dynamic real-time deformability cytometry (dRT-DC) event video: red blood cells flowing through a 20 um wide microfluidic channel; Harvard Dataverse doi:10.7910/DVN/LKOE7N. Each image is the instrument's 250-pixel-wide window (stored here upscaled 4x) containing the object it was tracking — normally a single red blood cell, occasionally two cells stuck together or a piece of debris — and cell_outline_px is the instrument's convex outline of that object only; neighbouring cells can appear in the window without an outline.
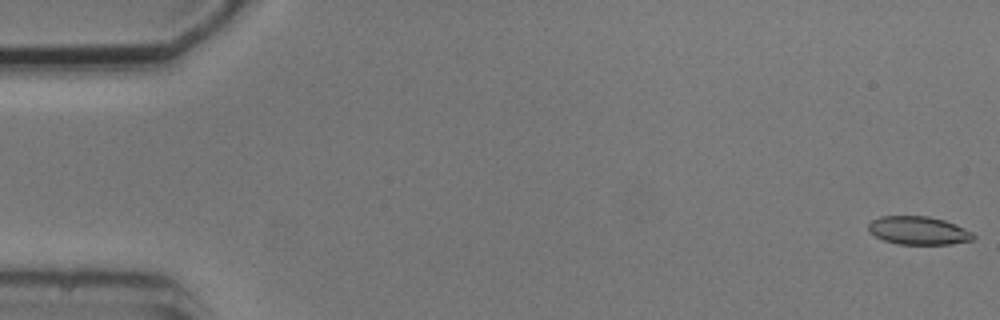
{"species": "common noctule bat (a hibernating species)", "species_latin": "Nyctalus noctula", "temperature_condition": "cold", "stored_images_in_passage": 5, "camera_frame_rate_fps": 3000, "um_per_image_px": 0.085, "animal": {"sex": "male", "body_mass_g": 20.5, "forearm_length_mm": 52.5}, "frame": {"image": 1, "passage_image": 1, "time_ms": 0.0, "image_size_px": [1000, 320], "cell_outline_px": [[976, 240], [952, 244], [900, 244], [884, 240], [868, 232], [868, 224], [872, 220], [880, 216], [928, 216], [944, 220], [956, 224], [972, 232], [976, 236]], "centroid_in_image_um": [78.1, 19.59], "position_along_channel_um": 6.9, "area_um2": 17.4}}
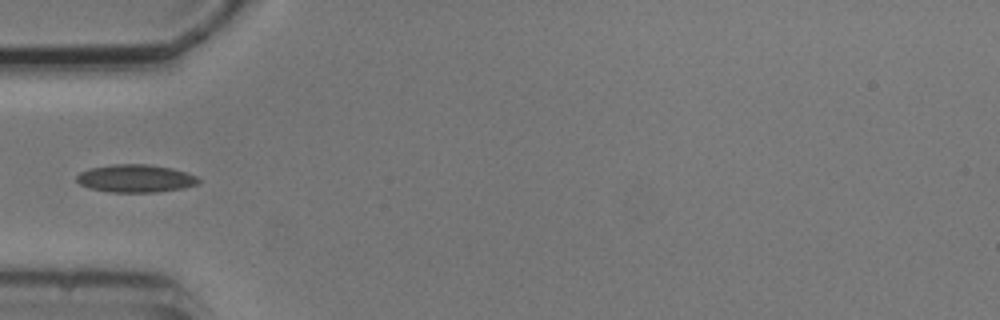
{"frame": {"image": 2, "passage_image": 5, "time_ms": 5.667, "image_size_px": [1000, 320], "cell_outline_px": [[200, 180], [196, 184], [184, 188], [156, 192], [108, 192], [88, 188], [80, 184], [76, 180], [76, 176], [80, 172], [88, 168], [112, 164], [148, 164], [172, 168], [196, 176]], "centroid_in_image_um": [11.47, 15.16], "position_along_channel_um": 73.5, "area_um2": 19.83}}